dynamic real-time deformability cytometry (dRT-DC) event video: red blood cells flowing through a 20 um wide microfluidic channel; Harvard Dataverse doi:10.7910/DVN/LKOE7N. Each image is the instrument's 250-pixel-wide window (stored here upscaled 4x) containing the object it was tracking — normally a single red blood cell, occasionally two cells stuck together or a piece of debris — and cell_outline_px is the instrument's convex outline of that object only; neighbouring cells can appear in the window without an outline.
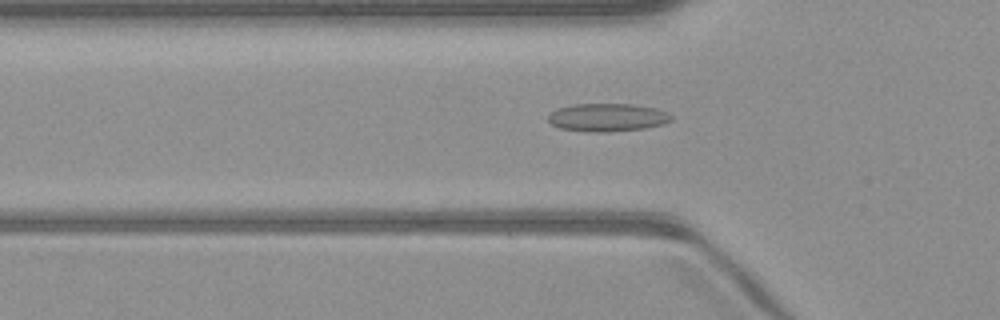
{"species": "common noctule bat (a hibernating species)", "species_latin": "Nyctalus noctula", "temperature_condition": "warm", "stored_images_in_passage": 39, "camera_frame_rate_fps": 3000, "um_per_image_px": 0.085, "animal": {"sex": "male", "body_mass_g": 23.1, "forearm_length_mm": 52.7}, "frame": {"image": 1, "passage_image": 5, "time_ms": 1.333, "image_size_px": [1000, 320], "cell_outline_px": [[672, 120], [664, 124], [644, 128], [608, 132], [584, 132], [560, 128], [552, 124], [548, 120], [548, 116], [556, 108], [572, 104], [632, 104], [656, 108], [668, 112], [672, 116]], "centroid_in_image_um": [51.63, 9.98], "position_along_channel_um": 74.2, "area_um2": 20.29}}
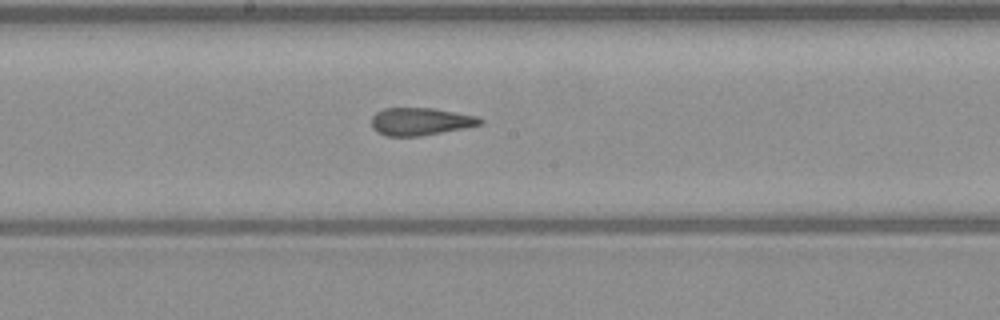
{"frame": {"image": 2, "passage_image": 15, "time_ms": 4.667, "image_size_px": [1000, 320], "cell_outline_px": [[484, 120], [480, 124], [464, 128], [420, 136], [384, 136], [376, 132], [372, 128], [372, 116], [376, 112], [384, 108], [432, 108], [476, 116]], "centroid_in_image_um": [35.68, 10.33], "position_along_channel_um": 212.5, "area_um2": 17.4}}
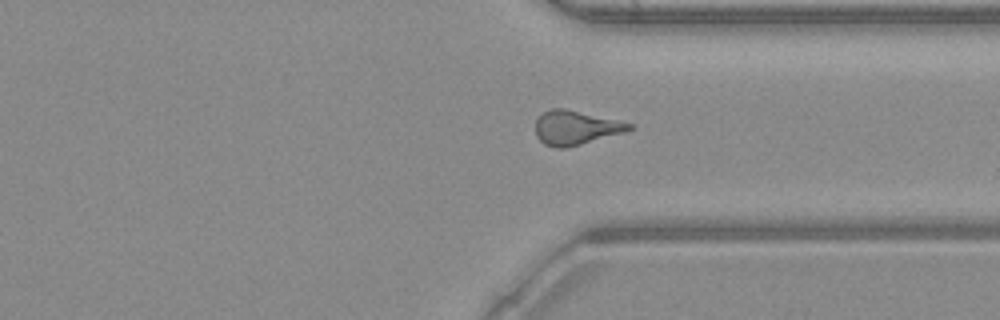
{"frame": {"image": 3, "passage_image": 26, "time_ms": 8.333, "image_size_px": [1000, 320], "cell_outline_px": [[636, 128], [624, 132], [568, 148], [556, 148], [544, 144], [536, 136], [536, 120], [544, 112], [552, 108], [564, 108], [620, 120], [632, 124]], "centroid_in_image_um": [48.95, 10.86], "position_along_channel_um": 362.4, "area_um2": 18.73}, "authors_computed_cell_mechanics": {"area_um2": 18.2648, "velocity_mm_per_s": 4.105, "shape_relaxation_time_tau1_ms": null, "shape_relaxation_time_tau2_ms": 1.9957, "deformation_change_tau1": null, "deformation_change_tau2": 0.1029}}